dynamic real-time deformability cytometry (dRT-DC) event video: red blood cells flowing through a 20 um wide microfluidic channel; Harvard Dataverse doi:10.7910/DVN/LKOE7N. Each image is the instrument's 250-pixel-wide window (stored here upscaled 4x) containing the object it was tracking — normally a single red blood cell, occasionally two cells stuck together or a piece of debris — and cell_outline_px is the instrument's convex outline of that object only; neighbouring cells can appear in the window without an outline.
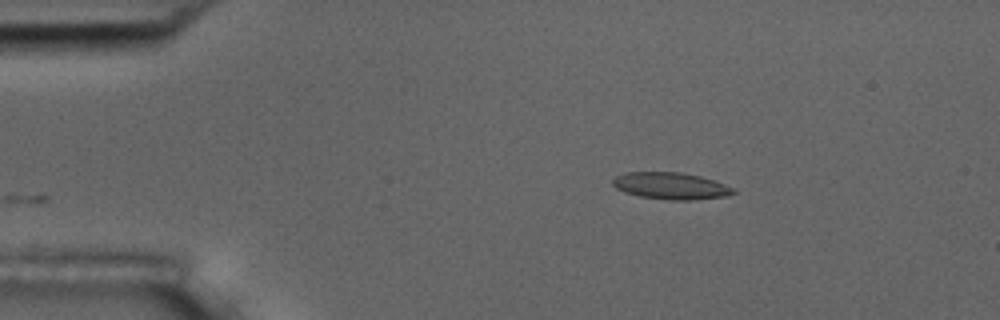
{"species": "common noctule bat (a hibernating species)", "species_latin": "Nyctalus noctula", "temperature_condition": "room temperature", "stored_images_in_passage": 42, "camera_frame_rate_fps": 3000, "um_per_image_px": 0.085, "animal": {"sex": "male", "body_mass_g": 17.5, "forearm_length_mm": 52.3}, "frame": {"image": 1, "passage_image": 1, "time_ms": 0.0, "image_size_px": [1000, 320], "cell_outline_px": [[736, 192], [724, 196], [692, 200], [668, 200], [640, 196], [624, 192], [616, 188], [612, 184], [612, 180], [616, 176], [624, 172], [680, 172], [700, 176], [736, 188]], "centroid_in_image_um": [57.0, 15.8], "position_along_channel_um": 28.0, "area_um2": 18.84}}
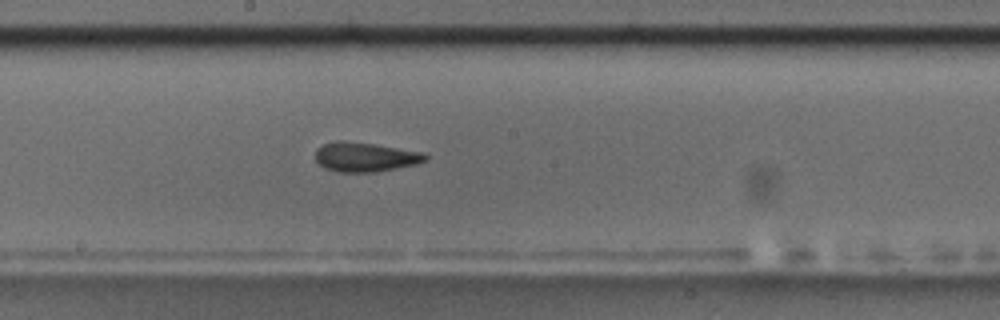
{"frame": {"image": 2, "passage_image": 21, "time_ms": 6.667, "image_size_px": [1000, 320], "cell_outline_px": [[428, 160], [416, 164], [376, 172], [340, 172], [324, 168], [316, 160], [316, 148], [324, 144], [336, 140], [344, 140], [376, 144], [424, 152], [428, 156]], "centroid_in_image_um": [31.05, 13.33], "position_along_channel_um": 217.1, "area_um2": 19.02}}
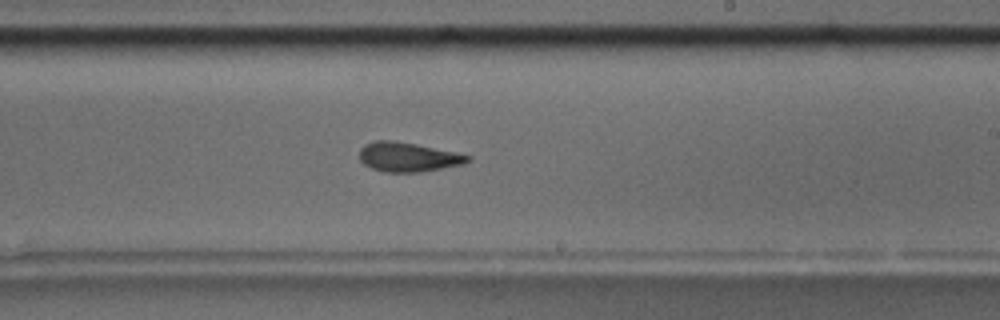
{"frame": {"image": 3, "passage_image": 24, "time_ms": 7.667, "image_size_px": [1000, 320], "cell_outline_px": [[472, 160], [464, 164], [420, 172], [384, 172], [372, 168], [364, 164], [360, 160], [360, 148], [364, 144], [376, 140], [392, 140], [416, 144], [456, 152], [472, 156]], "centroid_in_image_um": [34.7, 13.34], "position_along_channel_um": 254.3, "area_um2": 18.61}, "authors_computed_cell_mechanics": {"area_um2": 18.207, "velocity_mm_per_s": 3.7203, "shape_relaxation_time_tau1_ms": 9.0412, "shape_relaxation_time_tau2_ms": 2.7974, "deformation_change_tau1": 0.2104, "deformation_change_tau2": 0.1004}}